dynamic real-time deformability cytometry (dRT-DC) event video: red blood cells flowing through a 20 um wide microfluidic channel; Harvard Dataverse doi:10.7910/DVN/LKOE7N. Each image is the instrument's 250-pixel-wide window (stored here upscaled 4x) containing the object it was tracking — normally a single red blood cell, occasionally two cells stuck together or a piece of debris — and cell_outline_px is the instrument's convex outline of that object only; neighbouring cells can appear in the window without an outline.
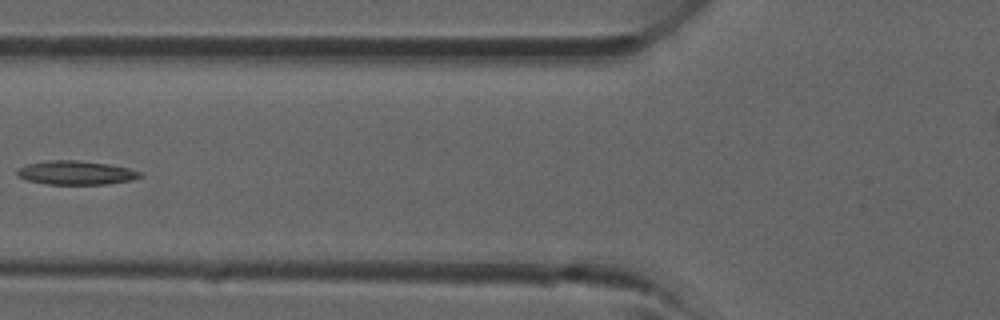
{"species": "common noctule bat (a hibernating species)", "species_latin": "Nyctalus noctula", "temperature_condition": "room temperature", "stored_images_in_passage": 4, "camera_frame_rate_fps": 3000, "um_per_image_px": 0.085, "animal": {"sex": "male", "forearm_length_mm": 52.5}, "frame": {"image": 1, "passage_image": 4, "time_ms": 4.333, "image_size_px": [1000, 320], "cell_outline_px": [[140, 176], [132, 180], [108, 184], [48, 184], [28, 180], [16, 176], [16, 168], [28, 164], [48, 160], [76, 160], [108, 164], [128, 168], [140, 172]], "centroid_in_image_um": [6.4, 14.68], "position_along_channel_um": 119.4, "area_um2": 16.99}}